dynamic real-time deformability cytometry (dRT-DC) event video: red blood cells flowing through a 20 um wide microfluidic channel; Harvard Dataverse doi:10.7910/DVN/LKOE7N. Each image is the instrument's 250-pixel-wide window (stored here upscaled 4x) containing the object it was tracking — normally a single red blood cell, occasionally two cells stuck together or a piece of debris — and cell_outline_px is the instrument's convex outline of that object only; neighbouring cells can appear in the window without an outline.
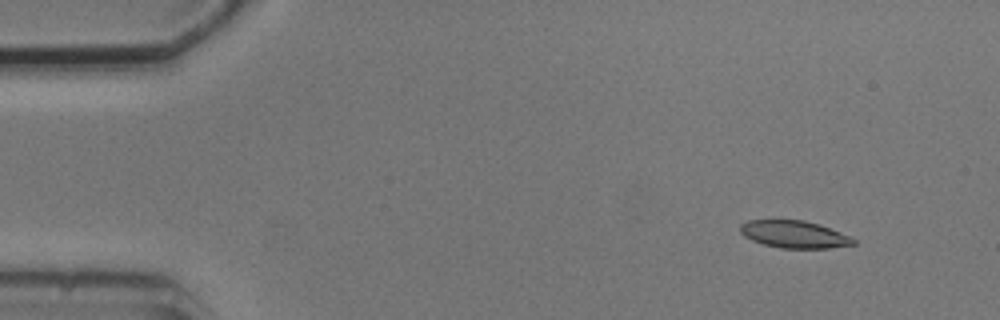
{"species": "common noctule bat (a hibernating species)", "species_latin": "Nyctalus noctula", "temperature_condition": "cold", "stored_images_in_passage": 5, "camera_frame_rate_fps": 3000, "um_per_image_px": 0.085, "animal": {"sex": "male", "body_mass_g": 20.5, "forearm_length_mm": 52.5}, "frame": {"image": 1, "passage_image": 2, "time_ms": 1.333, "image_size_px": [1000, 320], "cell_outline_px": [[856, 244], [828, 248], [780, 248], [764, 244], [752, 240], [744, 236], [740, 232], [740, 224], [748, 220], [804, 220], [820, 224], [852, 236], [856, 240]], "centroid_in_image_um": [67.54, 19.91], "position_along_channel_um": 17.5, "area_um2": 18.15}}
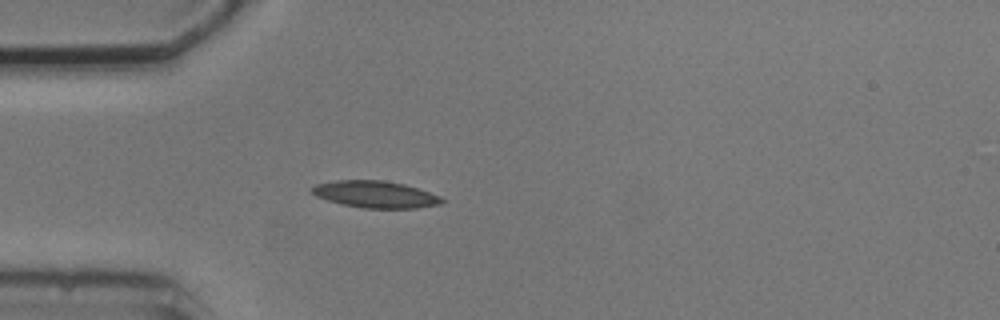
{"frame": {"image": 2, "passage_image": 5, "time_ms": 4.667, "image_size_px": [1000, 320], "cell_outline_px": [[444, 200], [440, 204], [416, 208], [364, 208], [344, 204], [328, 200], [316, 196], [312, 192], [312, 188], [316, 184], [336, 180], [384, 180], [404, 184], [440, 196]], "centroid_in_image_um": [31.91, 16.51], "position_along_channel_um": 53.1, "area_um2": 20.06}}